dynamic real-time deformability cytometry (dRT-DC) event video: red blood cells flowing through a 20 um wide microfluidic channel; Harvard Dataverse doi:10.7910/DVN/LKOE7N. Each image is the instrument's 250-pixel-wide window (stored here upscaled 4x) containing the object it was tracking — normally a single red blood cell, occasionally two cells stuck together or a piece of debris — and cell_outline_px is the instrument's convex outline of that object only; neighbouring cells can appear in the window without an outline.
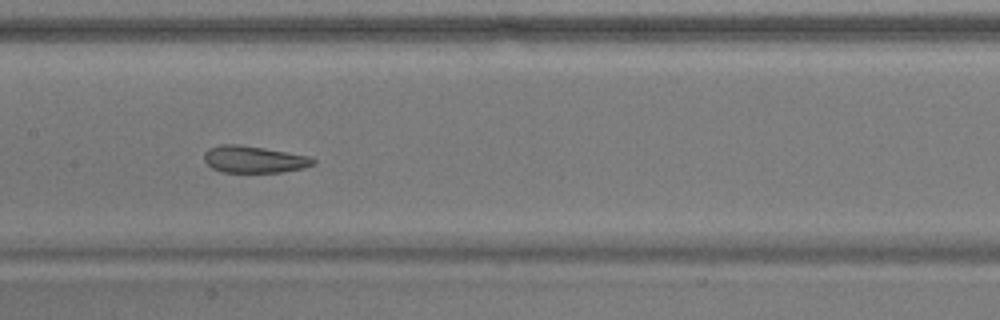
{"species": "common noctule bat (a hibernating species)", "species_latin": "Nyctalus noctula", "temperature_condition": "warm", "stored_images_in_passage": 36, "camera_frame_rate_fps": 3000, "um_per_image_px": 0.085, "animal": {"sex": "male", "body_mass_g": 17.9}, "frame": {"image": 1, "passage_image": 16, "time_ms": 5.0, "image_size_px": [1000, 320], "cell_outline_px": [[316, 164], [304, 168], [280, 172], [224, 172], [212, 168], [204, 160], [204, 152], [208, 148], [220, 144], [236, 144], [264, 148], [308, 156], [316, 160]], "centroid_in_image_um": [21.58, 13.54], "position_along_channel_um": 185.8, "area_um2": 17.05}}
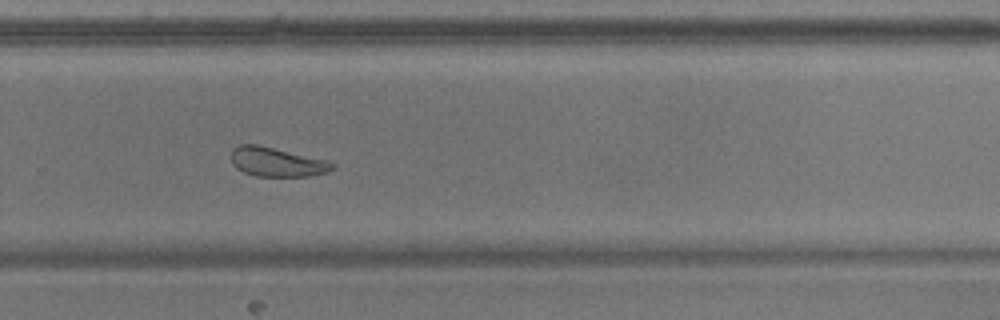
{"frame": {"image": 2, "passage_image": 26, "time_ms": 8.333, "image_size_px": [1000, 320], "cell_outline_px": [[336, 168], [328, 172], [308, 176], [256, 176], [244, 172], [236, 168], [232, 164], [232, 148], [240, 144], [256, 144], [328, 160], [336, 164]], "centroid_in_image_um": [23.55, 13.77], "position_along_channel_um": 306.2, "area_um2": 17.28}, "authors_computed_cell_mechanics": {"area_um2": 18.6694, "velocity_mm_per_s": 3.6292, "shape_relaxation_time_tau1_ms": 9.0604, "shape_relaxation_time_tau2_ms": 1.939, "deformation_change_tau1": 0.1307, "deformation_change_tau2": 0.0893}}